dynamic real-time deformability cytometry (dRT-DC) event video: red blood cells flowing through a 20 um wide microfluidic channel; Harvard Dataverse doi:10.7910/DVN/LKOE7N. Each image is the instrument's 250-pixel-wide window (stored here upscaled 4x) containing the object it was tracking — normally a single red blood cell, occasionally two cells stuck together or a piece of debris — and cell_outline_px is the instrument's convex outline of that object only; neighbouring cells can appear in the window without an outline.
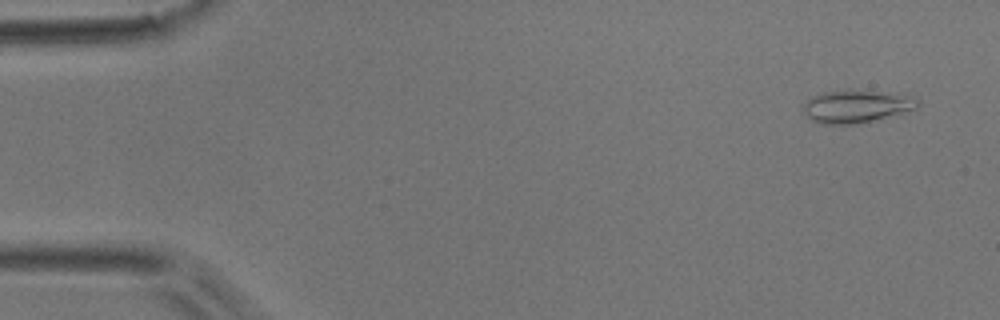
{"species": "common noctule bat (a hibernating species)", "species_latin": "Nyctalus noctula", "temperature_condition": "room temperature", "stored_images_in_passage": 51, "camera_frame_rate_fps": 3000, "um_per_image_px": 0.085, "animal": {"sex": "male", "body_mass_g": 17.9}, "frame": {"image": 1, "passage_image": 3, "time_ms": 0.667, "image_size_px": [1000, 320], "cell_outline_px": [[920, 104], [916, 108], [904, 116], [860, 124], [820, 124], [808, 120], [804, 112], [804, 104], [812, 96], [824, 92], [876, 92], [916, 96], [920, 100]], "centroid_in_image_um": [72.91, 9.11], "position_along_channel_um": 12.1, "area_um2": 22.2}}
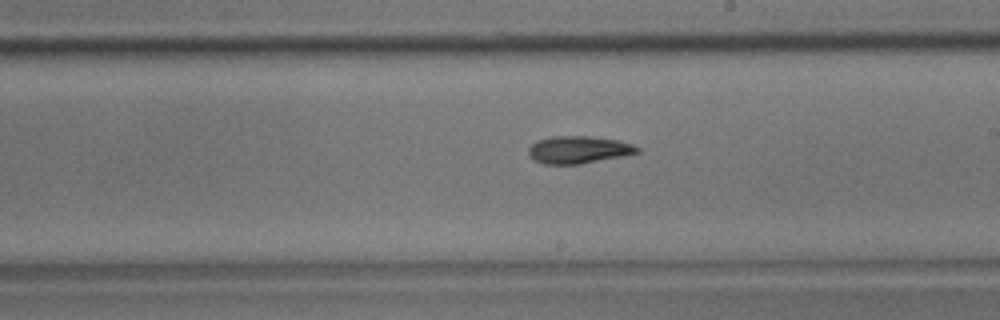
{"frame": {"image": 2, "passage_image": 29, "time_ms": 9.333, "image_size_px": [1000, 320], "cell_outline_px": [[640, 152], [580, 164], [544, 164], [532, 160], [528, 156], [528, 148], [536, 140], [552, 136], [588, 136], [620, 140], [632, 144], [640, 148]], "centroid_in_image_um": [49.12, 12.72], "position_along_channel_um": 239.9, "area_um2": 17.46}}
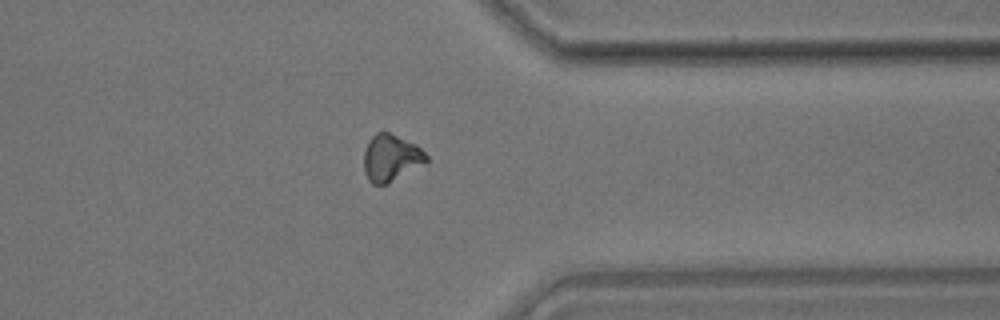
{"frame": {"image": 3, "passage_image": 40, "time_ms": 13.0, "image_size_px": [1000, 320], "cell_outline_px": [[428, 160], [388, 184], [372, 184], [368, 180], [364, 172], [364, 148], [368, 140], [376, 132], [388, 132], [416, 144], [428, 156]], "centroid_in_image_um": [33.19, 13.41], "position_along_channel_um": 378.2, "area_um2": 16.94}, "authors_computed_cell_mechanics": {"area_um2": 17.4556, "velocity_mm_per_s": 3.9476, "shape_relaxation_time_tau1_ms": 6.3688, "shape_relaxation_time_tau2_ms": 10.7544, "deformation_change_tau1": 0.1421, "deformation_change_tau2": 0.1863}}